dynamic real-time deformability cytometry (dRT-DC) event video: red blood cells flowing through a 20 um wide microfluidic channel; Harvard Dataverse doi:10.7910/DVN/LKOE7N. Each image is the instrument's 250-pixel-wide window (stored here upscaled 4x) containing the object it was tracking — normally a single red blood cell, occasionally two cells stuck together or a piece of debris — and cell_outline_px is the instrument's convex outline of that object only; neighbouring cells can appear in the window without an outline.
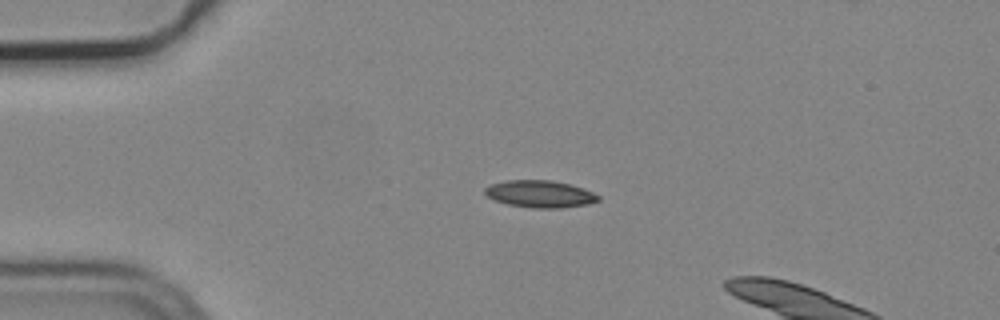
{"species": "common noctule bat (a hibernating species)", "species_latin": "Nyctalus noctula", "temperature_condition": "cold", "stored_images_in_passage": 2, "camera_frame_rate_fps": 3000, "um_per_image_px": 0.085, "animal": {"sex": "male", "body_mass_g": 19.2, "forearm_length_mm": 51.8}, "frame": {"image": 1, "passage_image": 1, "time_ms": 0.0, "image_size_px": [1000, 320], "cell_outline_px": [[600, 200], [588, 204], [560, 208], [532, 208], [508, 204], [496, 200], [488, 196], [484, 192], [484, 188], [492, 184], [504, 180], [552, 180], [572, 184], [592, 192], [600, 196]], "centroid_in_image_um": [45.92, 16.48], "position_along_channel_um": 39.1, "area_um2": 17.92}}